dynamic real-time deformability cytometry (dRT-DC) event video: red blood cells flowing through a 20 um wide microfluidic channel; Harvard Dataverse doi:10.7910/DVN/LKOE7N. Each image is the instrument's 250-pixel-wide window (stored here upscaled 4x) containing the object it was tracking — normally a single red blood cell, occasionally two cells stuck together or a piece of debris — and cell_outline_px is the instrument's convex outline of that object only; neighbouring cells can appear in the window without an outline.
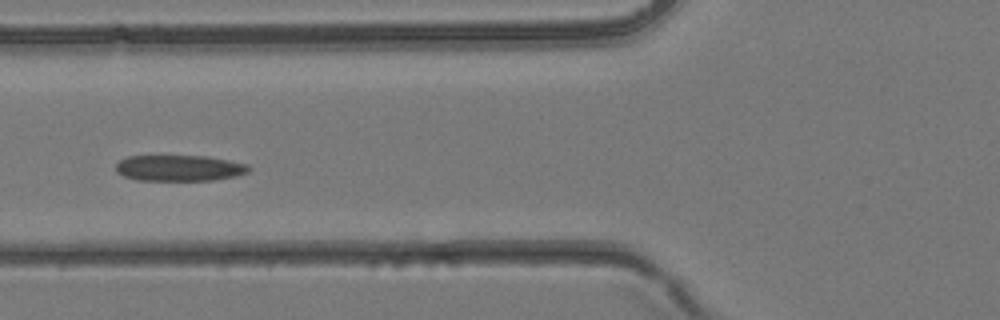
{"species": "common noctule bat (a hibernating species)", "species_latin": "Nyctalus noctula", "temperature_condition": "room temperature", "stored_images_in_passage": 11, "camera_frame_rate_fps": 3000, "um_per_image_px": 0.085, "animal": {"sex": "female", "body_mass_g": 24.6, "forearm_length_mm": 56.2}, "frame": {"image": 1, "passage_image": 7, "time_ms": 2.0, "image_size_px": [1000, 320], "cell_outline_px": [[252, 168], [248, 172], [236, 176], [212, 180], [136, 180], [124, 176], [116, 172], [116, 164], [120, 160], [128, 156], [208, 156], [248, 164]], "centroid_in_image_um": [15.25, 14.28], "position_along_channel_um": 110.5, "area_um2": 20.17}}